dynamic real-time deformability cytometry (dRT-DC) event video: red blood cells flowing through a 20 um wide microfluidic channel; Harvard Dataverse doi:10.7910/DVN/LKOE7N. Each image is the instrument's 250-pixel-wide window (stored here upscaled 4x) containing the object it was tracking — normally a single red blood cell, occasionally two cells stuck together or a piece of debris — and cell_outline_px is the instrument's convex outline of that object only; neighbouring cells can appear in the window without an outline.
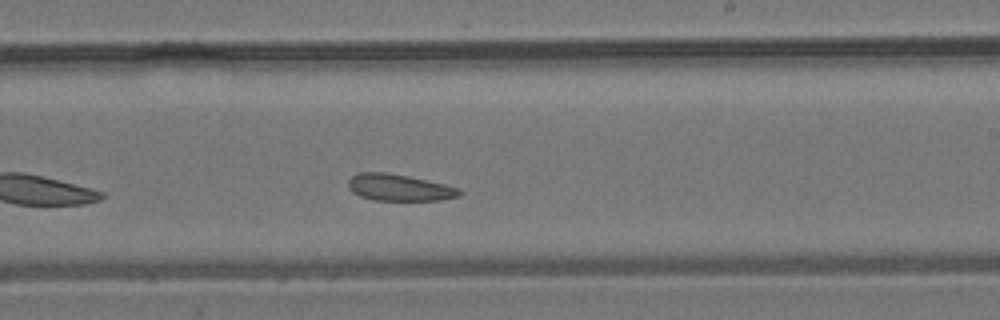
{"species": "common noctule bat (a hibernating species)", "species_latin": "Nyctalus noctula", "temperature_condition": "room temperature", "stored_images_in_passage": 24, "camera_frame_rate_fps": 3000, "um_per_image_px": 0.085, "animal": {"sex": "male", "body_mass_g": 19.2, "forearm_length_mm": 51.8}, "frame": {"image": 1, "passage_image": 14, "time_ms": 4.333, "image_size_px": [1000, 320], "cell_outline_px": [[464, 192], [460, 196], [440, 200], [372, 200], [360, 196], [352, 192], [348, 184], [348, 180], [352, 176], [360, 172], [384, 172], [408, 176], [444, 184], [460, 188]], "centroid_in_image_um": [33.95, 15.95], "position_along_channel_um": 255.0, "area_um2": 17.28}}
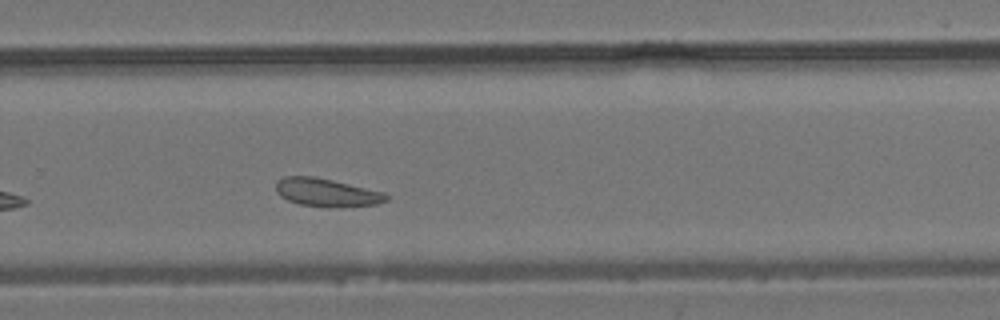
{"frame": {"image": 2, "passage_image": 17, "time_ms": 5.333, "image_size_px": [1000, 320], "cell_outline_px": [[388, 200], [376, 204], [340, 208], [328, 208], [300, 204], [288, 200], [280, 196], [276, 192], [276, 180], [284, 176], [312, 176], [332, 180], [384, 192], [388, 196]], "centroid_in_image_um": [27.75, 16.37], "position_along_channel_um": 302.1, "area_um2": 18.26}}